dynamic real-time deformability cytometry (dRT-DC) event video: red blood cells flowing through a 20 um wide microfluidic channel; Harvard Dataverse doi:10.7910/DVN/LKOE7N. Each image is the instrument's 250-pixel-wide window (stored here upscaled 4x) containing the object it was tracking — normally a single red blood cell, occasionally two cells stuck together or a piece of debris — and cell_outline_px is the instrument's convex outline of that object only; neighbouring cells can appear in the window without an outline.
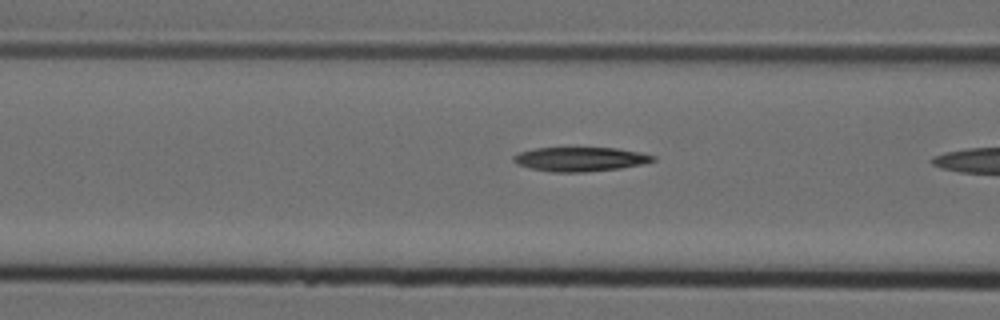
{"species": "Egyptian fruit bat (a non-hibernating species)", "species_latin": "Rousettus aegyptiacus", "temperature_condition": "cold", "stored_images_in_passage": 19, "camera_frame_rate_fps": 3000, "um_per_image_px": 0.085, "animal": {"sex": "female"}, "frame": {"image": 1, "passage_image": 18, "time_ms": 5.667, "image_size_px": [1000, 320], "cell_outline_px": [[656, 160], [640, 164], [620, 168], [584, 172], [552, 172], [532, 168], [516, 164], [512, 160], [512, 156], [520, 152], [536, 148], [616, 148], [640, 152], [656, 156]], "centroid_in_image_um": [49.31, 13.53], "position_along_channel_um": 117.3, "area_um2": 19.54}}